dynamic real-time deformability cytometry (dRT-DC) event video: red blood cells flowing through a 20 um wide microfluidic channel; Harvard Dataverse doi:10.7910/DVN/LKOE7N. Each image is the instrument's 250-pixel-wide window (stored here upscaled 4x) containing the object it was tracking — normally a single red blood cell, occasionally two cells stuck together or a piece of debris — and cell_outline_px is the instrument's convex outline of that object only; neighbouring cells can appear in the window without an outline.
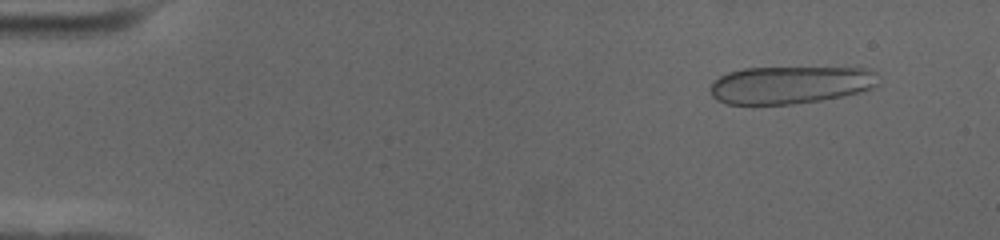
{"species": "human", "species_latin": "Homo sapiens", "temperature_condition": "cold", "stored_images_in_passage": 55, "camera_frame_rate_fps": 3000, "um_per_image_px": 0.085, "donor": {"sex": "female"}, "frame": {"image": 1, "passage_image": 5, "time_ms": 1.333, "image_size_px": [1000, 240], "cell_outline_px": [[876, 84], [872, 88], [840, 96], [820, 100], [792, 104], [728, 104], [716, 100], [712, 96], [712, 84], [720, 76], [728, 72], [744, 68], [856, 64], [872, 68], [876, 72]], "centroid_in_image_um": [67.3, 7.13], "position_along_channel_um": 17.7, "area_um2": 38.26}}
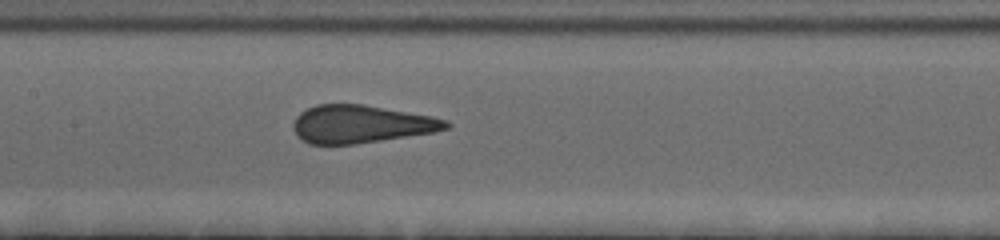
{"frame": {"image": 2, "passage_image": 27, "time_ms": 8.667, "image_size_px": [1000, 240], "cell_outline_px": [[452, 124], [448, 128], [432, 132], [356, 144], [308, 144], [300, 140], [296, 136], [292, 128], [292, 124], [296, 116], [300, 112], [316, 104], [364, 104], [432, 116], [448, 120]], "centroid_in_image_um": [30.64, 10.55], "position_along_channel_um": 176.8, "area_um2": 33.87}}
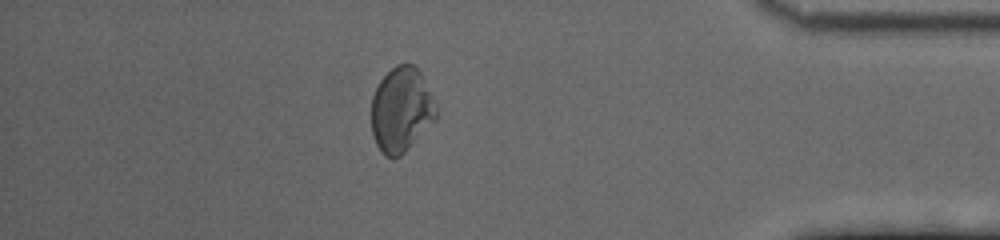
{"frame": {"image": 3, "passage_image": 48, "time_ms": 15.667, "image_size_px": [1000, 240], "cell_outline_px": [[436, 120], [400, 156], [384, 156], [380, 152], [376, 144], [372, 132], [372, 96], [380, 80], [396, 64], [412, 64], [420, 72], [432, 96], [436, 108]], "centroid_in_image_um": [34.1, 9.33], "position_along_channel_um": 401.1, "area_um2": 31.67}, "authors_computed_cell_mechanics": {"area_um2": 34.7956, "velocity_mm_per_s": 3.6678, "shape_relaxation_time_tau1_ms": 11.3285, "shape_relaxation_time_tau2_ms": null, "deformation_change_tau1": 0.2278, "deformation_change_tau2": null}}